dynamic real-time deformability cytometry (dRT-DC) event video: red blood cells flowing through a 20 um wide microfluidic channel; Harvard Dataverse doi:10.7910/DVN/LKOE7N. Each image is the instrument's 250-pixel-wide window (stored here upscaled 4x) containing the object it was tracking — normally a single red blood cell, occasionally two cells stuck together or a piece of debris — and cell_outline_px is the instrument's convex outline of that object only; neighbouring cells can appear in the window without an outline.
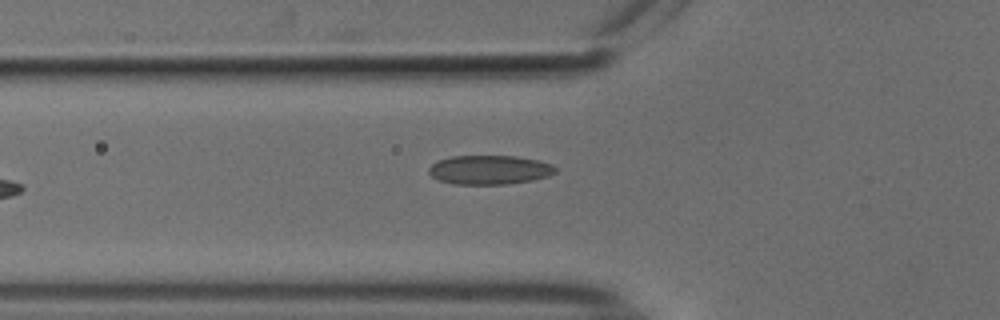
{"species": "common noctule bat (a hibernating species)", "species_latin": "Nyctalus noctula", "temperature_condition": "cold", "stored_images_in_passage": 23, "camera_frame_rate_fps": 3000, "um_per_image_px": 0.085, "animal": {"sex": "male", "body_mass_g": 18.8}, "frame": {"image": 1, "passage_image": 2, "time_ms": 0.333, "image_size_px": [1000, 320], "cell_outline_px": [[556, 172], [548, 176], [532, 180], [504, 184], [456, 184], [440, 180], [432, 176], [428, 172], [428, 168], [436, 160], [452, 156], [516, 156], [536, 160], [552, 164], [556, 168]], "centroid_in_image_um": [41.59, 14.43], "position_along_channel_um": 84.2, "area_um2": 21.39}}
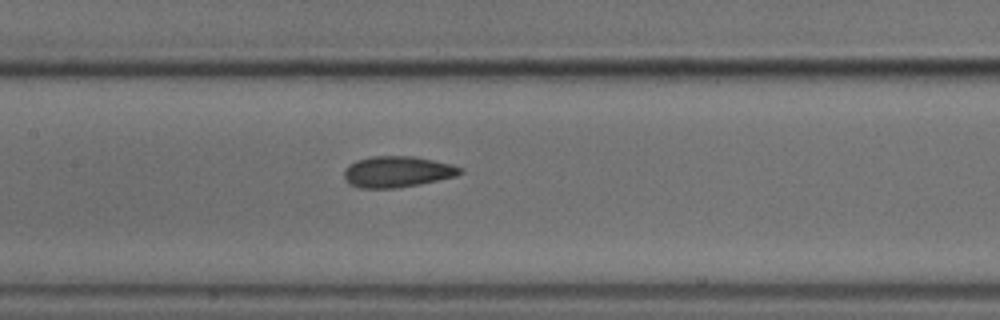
{"frame": {"image": 2, "passage_image": 9, "time_ms": 2.667, "image_size_px": [1000, 320], "cell_outline_px": [[464, 172], [456, 176], [420, 184], [396, 188], [360, 188], [348, 184], [344, 180], [344, 168], [348, 164], [356, 160], [372, 156], [416, 156], [452, 164], [464, 168]], "centroid_in_image_um": [33.76, 14.59], "position_along_channel_um": 173.6, "area_um2": 21.39}}
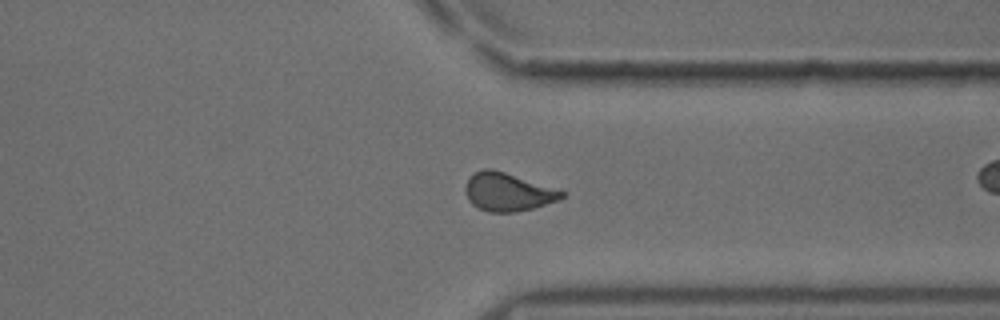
{"frame": {"image": 3, "passage_image": 21, "time_ms": 6.667, "image_size_px": [1000, 320], "cell_outline_px": [[564, 196], [560, 200], [532, 208], [516, 212], [488, 212], [476, 208], [468, 200], [464, 188], [468, 180], [476, 172], [484, 168], [492, 168], [564, 192]], "centroid_in_image_um": [43.11, 16.34], "position_along_channel_um": 368.3, "area_um2": 21.1}}